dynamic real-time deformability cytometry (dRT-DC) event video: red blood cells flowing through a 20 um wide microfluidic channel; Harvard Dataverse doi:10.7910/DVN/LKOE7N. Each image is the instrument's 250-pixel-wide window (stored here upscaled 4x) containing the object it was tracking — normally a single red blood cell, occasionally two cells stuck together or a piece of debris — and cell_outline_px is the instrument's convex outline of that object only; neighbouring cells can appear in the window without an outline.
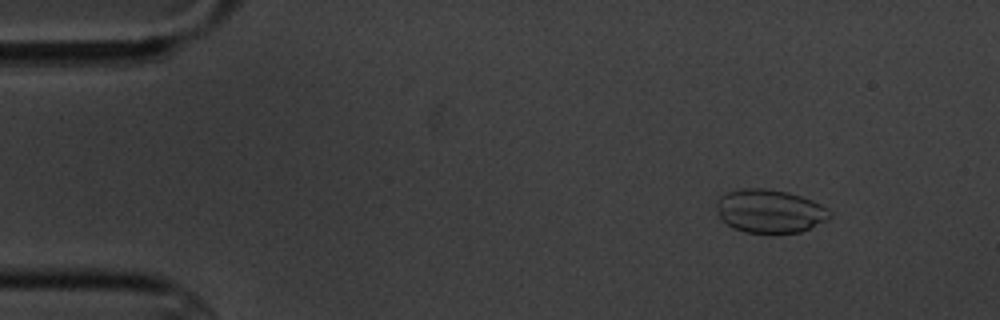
{"species": "common noctule bat (a hibernating species)", "species_latin": "Nyctalus noctula", "temperature_condition": "cold", "stored_images_in_passage": 6, "camera_frame_rate_fps": 3000, "um_per_image_px": 0.085, "animal": {"sex": "male", "body_mass_g": 20.1, "forearm_length_mm": 53.5}, "frame": {"image": 1, "passage_image": 2, "time_ms": 2.0, "image_size_px": [1000, 320], "cell_outline_px": [[832, 216], [828, 220], [800, 232], [776, 236], [772, 236], [744, 232], [732, 228], [720, 216], [716, 204], [716, 200], [720, 196], [728, 192], [740, 188], [764, 188], [788, 192], [812, 200], [828, 208], [832, 212]], "centroid_in_image_um": [65.46, 17.99], "position_along_channel_um": 19.5, "area_um2": 29.42}}
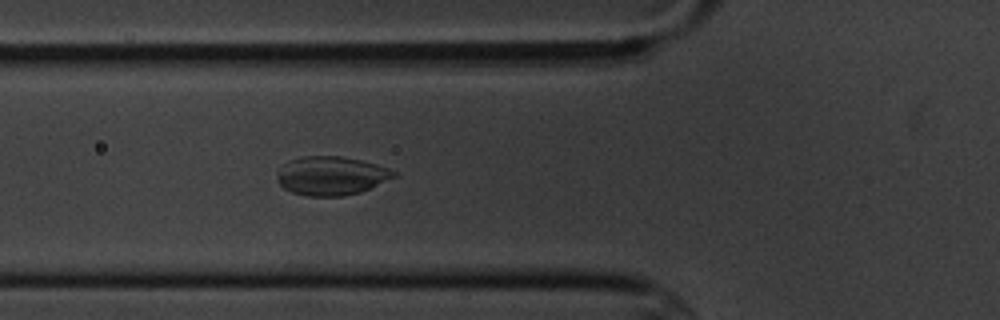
{"frame": {"image": 2, "passage_image": 6, "time_ms": 6.667, "image_size_px": [1000, 320], "cell_outline_px": [[396, 176], [360, 192], [344, 196], [308, 196], [292, 192], [284, 188], [276, 180], [276, 172], [288, 160], [304, 156], [340, 156], [360, 160], [376, 164], [388, 168], [396, 172]], "centroid_in_image_um": [28.11, 14.94], "position_along_channel_um": 97.7, "area_um2": 26.3}}